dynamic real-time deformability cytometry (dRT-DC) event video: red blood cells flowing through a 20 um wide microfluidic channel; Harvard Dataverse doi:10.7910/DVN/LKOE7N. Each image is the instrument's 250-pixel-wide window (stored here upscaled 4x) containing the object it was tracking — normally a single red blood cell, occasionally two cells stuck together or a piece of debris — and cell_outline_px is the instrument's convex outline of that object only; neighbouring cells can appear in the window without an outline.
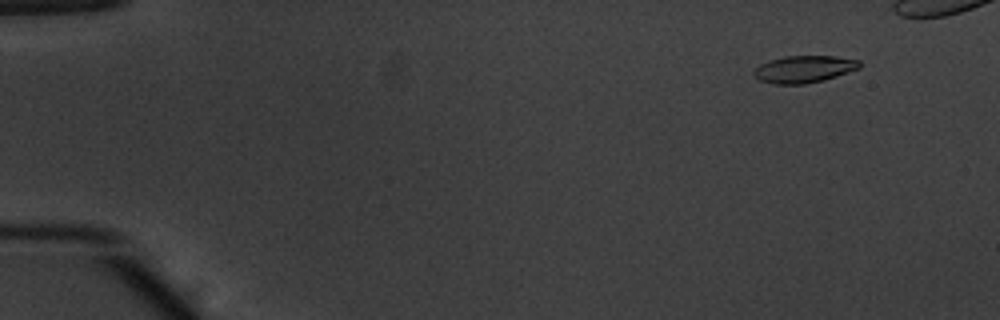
{"species": "common noctule bat (a hibernating species)", "species_latin": "Nyctalus noctula", "temperature_condition": "warm", "stored_images_in_passage": 48, "camera_frame_rate_fps": 3000, "um_per_image_px": 0.085, "animal": {"sex": "male", "body_mass_g": 20.1, "forearm_length_mm": 53.5}, "frame": {"image": 1, "passage_image": 6, "time_ms": 1.667, "image_size_px": [1000, 320], "cell_outline_px": [[860, 68], [824, 80], [804, 84], [772, 84], [760, 80], [752, 72], [760, 64], [768, 60], [784, 56], [836, 56], [860, 60]], "centroid_in_image_um": [68.34, 5.87], "position_along_channel_um": 16.7, "area_um2": 16.7}}
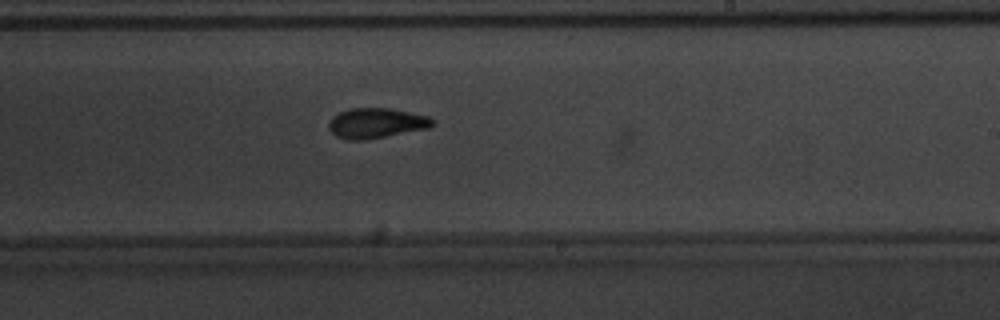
{"frame": {"image": 2, "passage_image": 34, "time_ms": 11.0, "image_size_px": [1000, 320], "cell_outline_px": [[436, 124], [428, 128], [364, 140], [344, 140], [336, 136], [328, 128], [328, 124], [332, 116], [340, 112], [352, 108], [388, 108], [432, 116], [436, 120]], "centroid_in_image_um": [32.01, 10.46], "position_along_channel_um": 257.0, "area_um2": 18.38}}
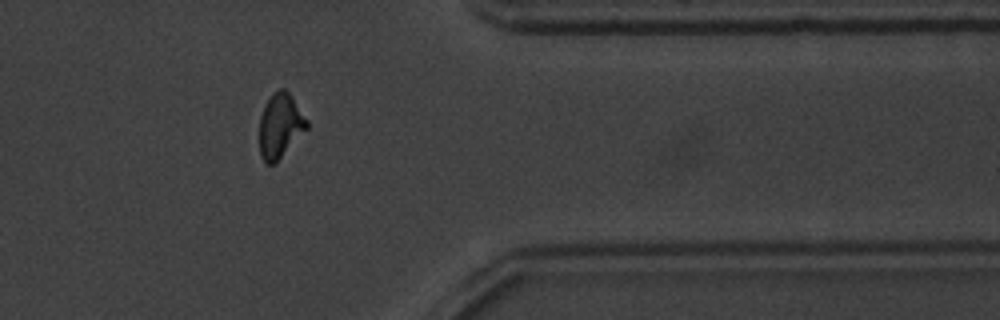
{"frame": {"image": 3, "passage_image": 45, "time_ms": 14.667, "image_size_px": [1000, 320], "cell_outline_px": [[308, 128], [276, 164], [264, 164], [260, 156], [260, 116], [272, 92], [280, 88], [284, 88], [292, 96], [308, 120]], "centroid_in_image_um": [23.83, 10.72], "position_along_channel_um": 387.6, "area_um2": 18.03}}